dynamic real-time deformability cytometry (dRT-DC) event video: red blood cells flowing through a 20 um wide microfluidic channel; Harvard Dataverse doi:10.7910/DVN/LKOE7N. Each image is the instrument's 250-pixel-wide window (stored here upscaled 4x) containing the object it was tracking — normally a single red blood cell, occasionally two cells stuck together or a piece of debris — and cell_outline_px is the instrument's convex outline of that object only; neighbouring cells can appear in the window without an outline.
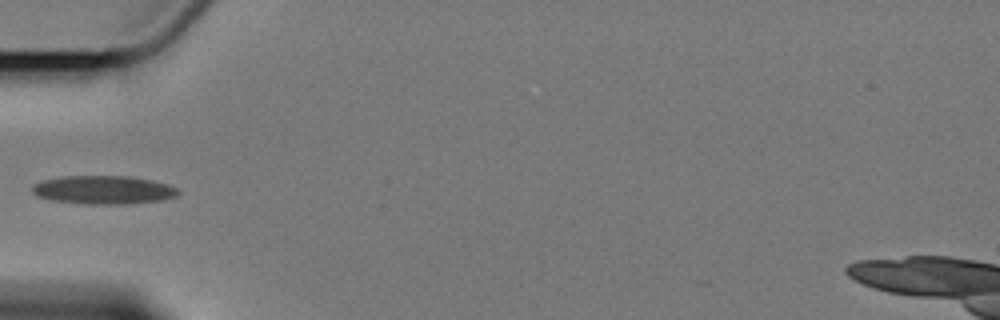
{"species": "Egyptian fruit bat (a non-hibernating species)", "species_latin": "Rousettus aegyptiacus", "temperature_condition": "cold", "stored_images_in_passage": 7, "camera_frame_rate_fps": 3000, "um_per_image_px": 0.085, "animal": {"sex": "female"}, "frame": {"image": 1, "passage_image": 6, "time_ms": 5.667, "image_size_px": [1000, 320], "cell_outline_px": [[180, 192], [176, 196], [164, 200], [124, 204], [84, 204], [48, 200], [36, 196], [32, 192], [32, 184], [40, 180], [64, 176], [132, 176], [152, 180], [168, 184], [176, 188]], "centroid_in_image_um": [8.75, 16.14], "position_along_channel_um": 76.2, "area_um2": 24.57}}